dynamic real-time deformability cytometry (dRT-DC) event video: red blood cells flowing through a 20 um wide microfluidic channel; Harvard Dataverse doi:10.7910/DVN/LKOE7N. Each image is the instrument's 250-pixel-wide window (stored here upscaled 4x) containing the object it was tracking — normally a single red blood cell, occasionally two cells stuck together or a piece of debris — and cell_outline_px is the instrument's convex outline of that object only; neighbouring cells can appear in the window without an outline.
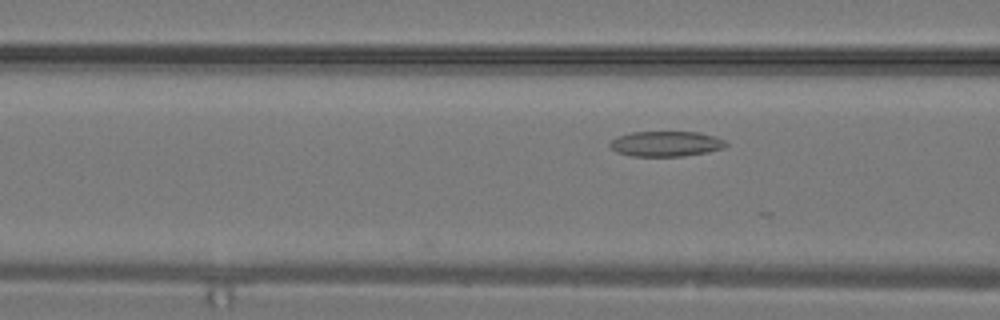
{"species": "common noctule bat (a hibernating species)", "species_latin": "Nyctalus noctula", "temperature_condition": "warm", "stored_images_in_passage": 4, "camera_frame_rate_fps": 3000, "um_per_image_px": 0.085, "animal": {"sex": "male", "body_mass_g": 19.2, "forearm_length_mm": 51.8}, "frame": {"image": 1, "passage_image": 4, "time_ms": 1.0, "image_size_px": [1000, 320], "cell_outline_px": [[728, 144], [724, 148], [708, 152], [684, 156], [632, 156], [616, 152], [608, 144], [616, 136], [632, 132], [700, 132], [716, 136], [724, 140]], "centroid_in_image_um": [56.62, 12.22], "position_along_channel_um": 110.0, "area_um2": 17.22}}